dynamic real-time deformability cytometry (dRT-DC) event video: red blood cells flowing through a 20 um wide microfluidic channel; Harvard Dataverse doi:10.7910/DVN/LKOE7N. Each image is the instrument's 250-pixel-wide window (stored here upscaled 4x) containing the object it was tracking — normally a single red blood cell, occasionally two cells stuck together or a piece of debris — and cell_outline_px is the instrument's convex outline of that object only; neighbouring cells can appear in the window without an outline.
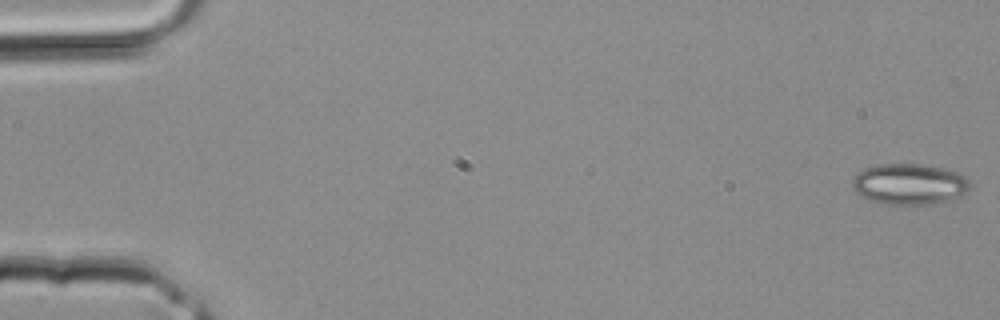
{"species": "common noctule bat (a hibernating species)", "species_latin": "Nyctalus noctula", "temperature_condition": "room temperature", "stored_images_in_passage": 5, "segment_of_instrument_passage": [1, 2], "camera_frame_rate_fps": 3000, "um_per_image_px": 0.085, "animal": {"sex": "male", "body_mass_g": 20.4}, "frame": {"image": 1, "passage_image": 1, "time_ms": 0.0, "image_size_px": [1000, 320], "cell_outline_px": [[972, 184], [964, 192], [948, 200], [928, 204], [884, 204], [872, 200], [856, 192], [852, 184], [852, 180], [856, 172], [864, 168], [876, 164], [920, 164], [944, 168], [956, 172], [964, 176]], "centroid_in_image_um": [77.26, 15.62], "position_along_channel_um": 7.7, "area_um2": 27.74}}
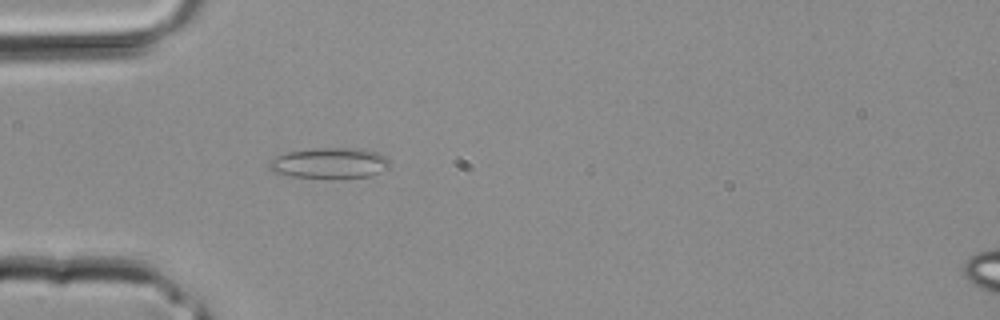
{"frame": {"image": 2, "passage_image": 4, "time_ms": 1.0, "image_size_px": [1000, 320], "cell_outline_px": [[392, 168], [368, 176], [336, 180], [332, 180], [292, 176], [272, 172], [268, 168], [268, 160], [276, 156], [288, 152], [312, 148], [360, 148], [380, 152], [392, 164]], "centroid_in_image_um": [28.04, 13.89], "position_along_channel_um": 57.0, "area_um2": 22.48}}